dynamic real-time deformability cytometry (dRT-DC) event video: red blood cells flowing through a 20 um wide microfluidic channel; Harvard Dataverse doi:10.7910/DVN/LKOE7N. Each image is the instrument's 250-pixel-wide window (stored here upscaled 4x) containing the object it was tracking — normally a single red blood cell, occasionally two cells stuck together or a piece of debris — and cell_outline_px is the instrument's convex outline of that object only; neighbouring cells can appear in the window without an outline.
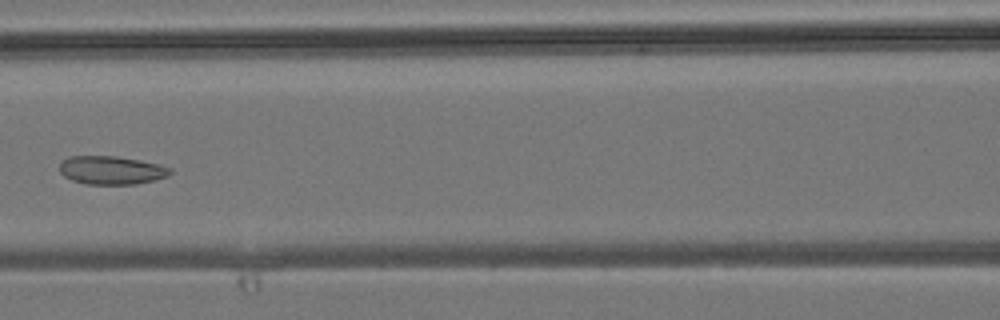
{"species": "common noctule bat (a hibernating species)", "species_latin": "Nyctalus noctula", "temperature_condition": "room temperature", "stored_images_in_passage": 6, "camera_frame_rate_fps": 3000, "um_per_image_px": 0.085, "animal": {"sex": "male", "body_mass_g": 19.2, "forearm_length_mm": 51.8}, "frame": {"image": 1, "passage_image": 6, "time_ms": 5.667, "image_size_px": [1000, 320], "cell_outline_px": [[172, 172], [168, 176], [156, 180], [136, 184], [84, 184], [72, 180], [64, 176], [60, 172], [60, 160], [68, 156], [116, 156], [140, 160], [160, 164], [172, 168]], "centroid_in_image_um": [9.48, 14.46], "position_along_channel_um": 157.1, "area_um2": 18.55}}